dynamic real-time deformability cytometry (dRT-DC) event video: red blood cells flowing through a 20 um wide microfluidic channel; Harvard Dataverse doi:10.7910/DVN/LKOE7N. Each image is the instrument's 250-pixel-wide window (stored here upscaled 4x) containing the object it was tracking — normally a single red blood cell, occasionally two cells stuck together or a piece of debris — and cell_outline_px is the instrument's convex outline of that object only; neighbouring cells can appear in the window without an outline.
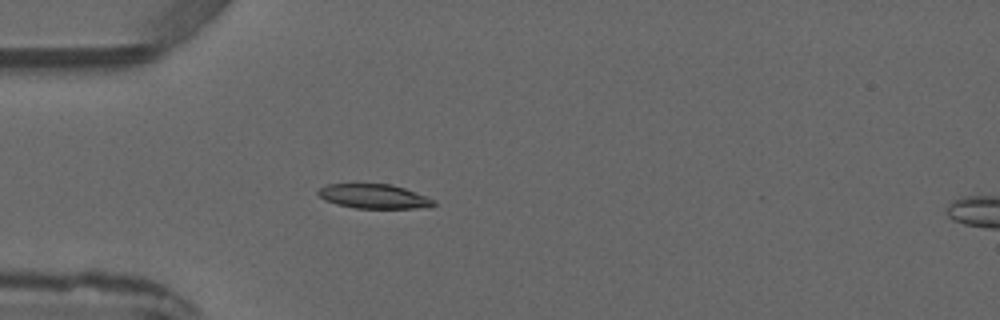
{"species": "common noctule bat (a hibernating species)", "species_latin": "Nyctalus noctula", "temperature_condition": "warm", "stored_images_in_passage": 4, "segment_of_instrument_passage": [1, 2], "camera_frame_rate_fps": 3000, "um_per_image_px": 0.085, "animal": {"sex": "male", "forearm_length_mm": 52.5}, "frame": {"image": 1, "passage_image": 3, "time_ms": 2.333, "image_size_px": [1000, 320], "cell_outline_px": [[436, 204], [432, 208], [356, 208], [336, 204], [324, 200], [316, 192], [320, 188], [328, 184], [392, 184], [416, 192], [436, 200]], "centroid_in_image_um": [31.83, 16.7], "position_along_channel_um": 53.2, "area_um2": 16.53}}